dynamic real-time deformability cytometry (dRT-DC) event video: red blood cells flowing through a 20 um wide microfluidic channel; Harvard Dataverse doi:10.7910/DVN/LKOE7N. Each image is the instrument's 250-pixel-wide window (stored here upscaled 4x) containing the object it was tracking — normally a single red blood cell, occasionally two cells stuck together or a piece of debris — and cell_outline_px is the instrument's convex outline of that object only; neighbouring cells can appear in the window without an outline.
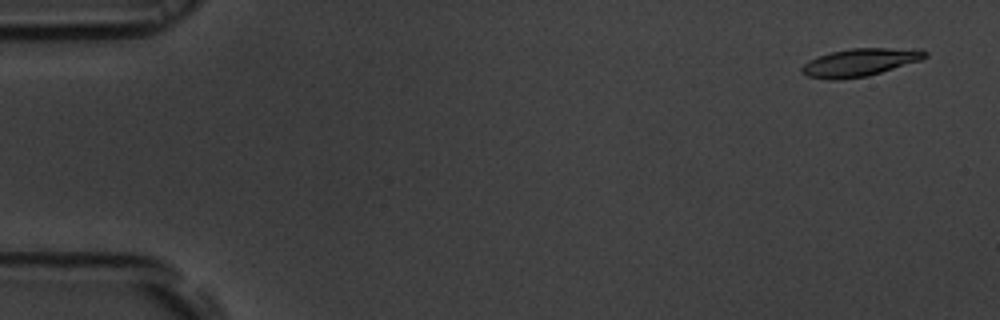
{"species": "common noctule bat (a hibernating species)", "species_latin": "Nyctalus noctula", "temperature_condition": "room temperature", "stored_images_in_passage": 14, "camera_frame_rate_fps": 3000, "um_per_image_px": 0.085, "animal": {"sex": "male", "body_mass_g": 19.5, "forearm_length_mm": 54.6}, "frame": {"image": 1, "passage_image": 3, "time_ms": 0.667, "image_size_px": [1000, 320], "cell_outline_px": [[928, 56], [920, 60], [868, 76], [840, 80], [828, 80], [808, 76], [800, 72], [800, 68], [808, 60], [832, 52], [852, 48], [920, 48], [928, 52]], "centroid_in_image_um": [73.1, 5.3], "position_along_channel_um": 11.9, "area_um2": 20.06}}